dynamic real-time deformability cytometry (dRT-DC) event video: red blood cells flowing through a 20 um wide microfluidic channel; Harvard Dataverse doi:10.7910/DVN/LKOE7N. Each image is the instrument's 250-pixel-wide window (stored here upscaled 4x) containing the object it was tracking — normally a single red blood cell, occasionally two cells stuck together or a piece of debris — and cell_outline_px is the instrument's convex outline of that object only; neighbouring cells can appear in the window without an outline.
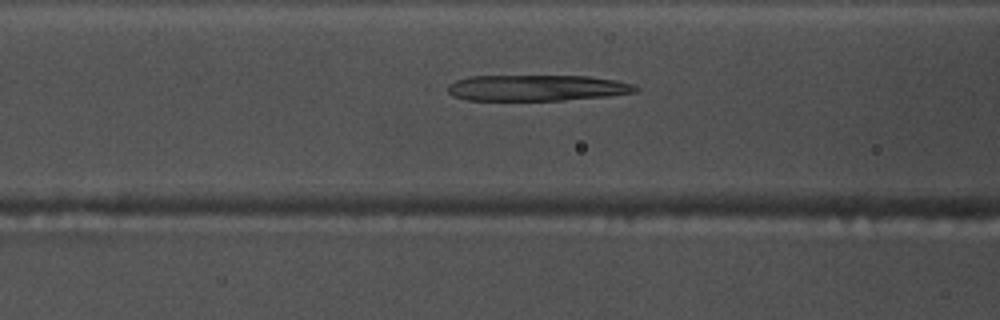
{"species": "common noctule bat (a hibernating species)", "species_latin": "Nyctalus noctula", "temperature_condition": "warm", "stored_images_in_passage": 52, "camera_frame_rate_fps": 3000, "um_per_image_px": 0.085, "animal": {"sex": "male", "body_mass_g": 17.5, "forearm_length_mm": 52.3}, "frame": {"image": 1, "passage_image": 20, "time_ms": 6.333, "image_size_px": [1000, 320], "cell_outline_px": [[640, 88], [636, 92], [608, 96], [564, 100], [464, 100], [452, 96], [448, 92], [448, 84], [456, 80], [468, 76], [588, 76], [616, 80], [632, 84]], "centroid_in_image_um": [45.61, 7.47], "position_along_channel_um": 121.0, "area_um2": 28.61}}
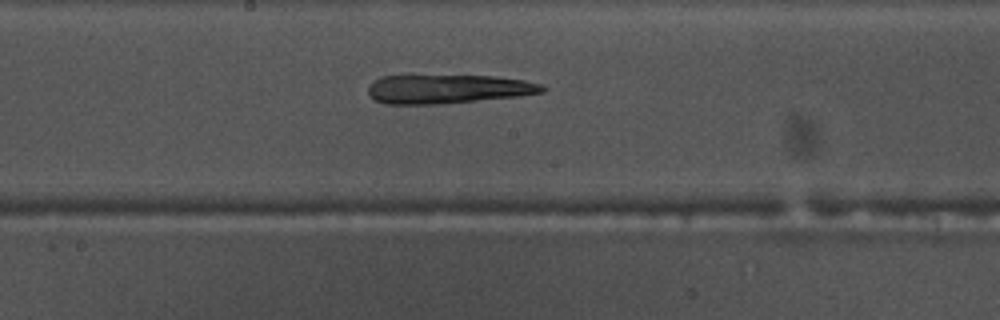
{"frame": {"image": 2, "passage_image": 27, "time_ms": 8.667, "image_size_px": [1000, 320], "cell_outline_px": [[548, 88], [544, 92], [520, 96], [444, 104], [384, 104], [376, 100], [368, 92], [368, 84], [380, 76], [404, 72], [412, 72], [496, 76], [524, 80], [540, 84]], "centroid_in_image_um": [37.99, 7.5], "position_along_channel_um": 210.2, "area_um2": 31.27}}
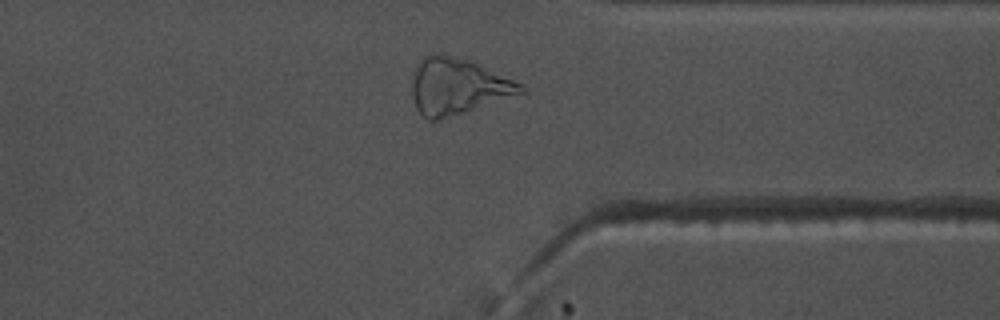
{"frame": {"image": 3, "passage_image": 40, "time_ms": 13.0, "image_size_px": [1000, 320], "cell_outline_px": [[524, 92], [464, 112], [436, 120], [428, 120], [416, 108], [412, 92], [412, 84], [416, 68], [420, 60], [424, 56], [436, 52], [468, 60], [512, 80], [520, 84], [524, 88]], "centroid_in_image_um": [38.83, 7.33], "position_along_channel_um": 372.6, "area_um2": 34.56}, "authors_computed_cell_mechanics": {"area_um2": 29.8248, "velocity_mm_per_s": 3.8382, "shape_relaxation_time_tau1_ms": null, "shape_relaxation_time_tau2_ms": 6.5203, "deformation_change_tau1": null, "deformation_change_tau2": 0.171}}